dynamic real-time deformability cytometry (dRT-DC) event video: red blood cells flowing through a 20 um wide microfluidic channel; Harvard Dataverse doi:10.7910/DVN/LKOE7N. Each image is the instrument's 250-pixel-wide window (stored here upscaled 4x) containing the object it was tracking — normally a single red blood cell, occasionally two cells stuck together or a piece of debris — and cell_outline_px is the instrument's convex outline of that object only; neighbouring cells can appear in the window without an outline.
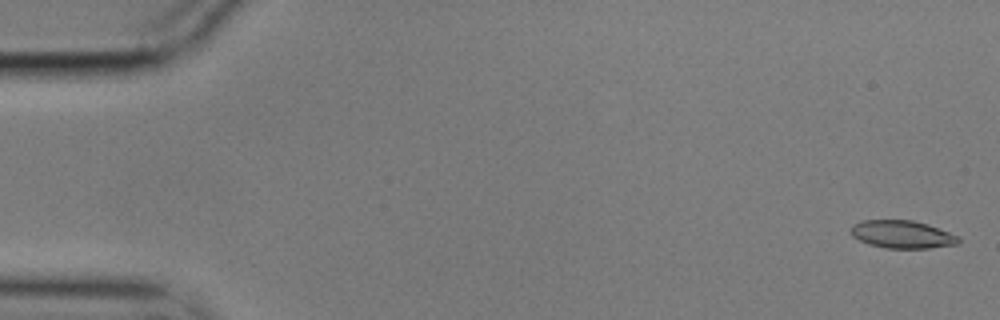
{"species": "common noctule bat (a hibernating species)", "species_latin": "Nyctalus noctula", "temperature_condition": "cold", "stored_images_in_passage": 13, "camera_frame_rate_fps": 3000, "um_per_image_px": 0.085, "animal": {"sex": "male", "body_mass_g": 17.9}, "frame": {"image": 1, "passage_image": 2, "time_ms": 0.333, "image_size_px": [1000, 320], "cell_outline_px": [[960, 240], [956, 244], [928, 248], [884, 248], [868, 244], [852, 236], [852, 224], [860, 220], [912, 220], [928, 224], [960, 236]], "centroid_in_image_um": [76.68, 19.91], "position_along_channel_um": 8.3, "area_um2": 17.46}}